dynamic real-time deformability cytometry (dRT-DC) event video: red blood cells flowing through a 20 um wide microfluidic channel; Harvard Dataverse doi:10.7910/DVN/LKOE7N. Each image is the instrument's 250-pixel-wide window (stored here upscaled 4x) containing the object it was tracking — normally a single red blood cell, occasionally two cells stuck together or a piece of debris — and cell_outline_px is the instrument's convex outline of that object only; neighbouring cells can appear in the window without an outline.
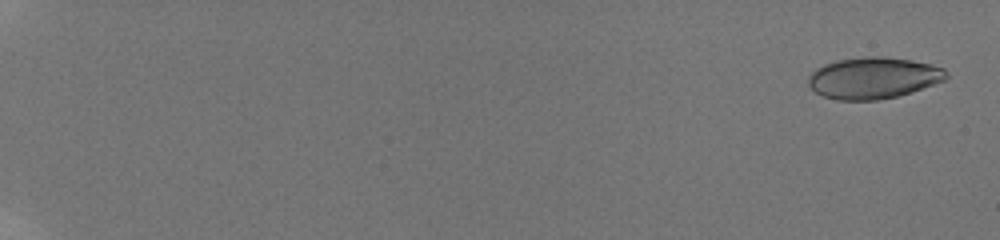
{"species": "human", "species_latin": "Homo sapiens", "temperature_condition": "room temperature", "stored_images_in_passage": 16, "camera_frame_rate_fps": 3000, "um_per_image_px": 0.085, "donor": {"sex": "male"}, "frame": {"image": 1, "passage_image": 2, "time_ms": 0.667, "image_size_px": [1000, 240], "cell_outline_px": [[948, 76], [944, 80], [896, 96], [876, 100], [836, 100], [824, 96], [816, 92], [808, 84], [808, 76], [816, 68], [824, 64], [836, 60], [868, 56], [880, 56], [912, 60], [932, 64], [944, 68], [948, 72]], "centroid_in_image_um": [74.21, 6.61], "position_along_channel_um": 10.8, "area_um2": 33.12}}
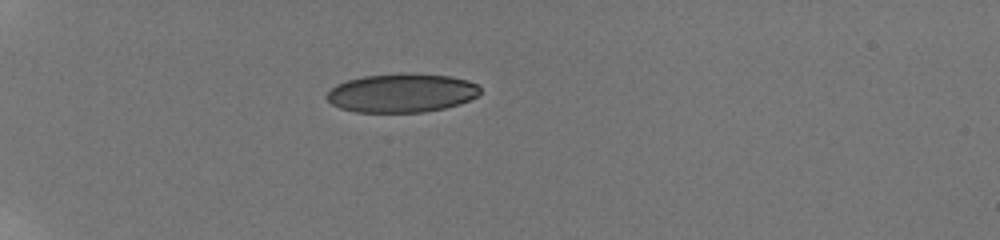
{"frame": {"image": 2, "passage_image": 12, "time_ms": 6.667, "image_size_px": [1000, 240], "cell_outline_px": [[480, 92], [476, 96], [460, 104], [444, 108], [424, 112], [356, 112], [340, 108], [332, 104], [324, 96], [336, 84], [348, 80], [364, 76], [396, 72], [408, 72], [452, 76], [468, 80], [476, 84], [480, 88]], "centroid_in_image_um": [34.14, 7.88], "position_along_channel_um": 50.9, "area_um2": 35.03}}
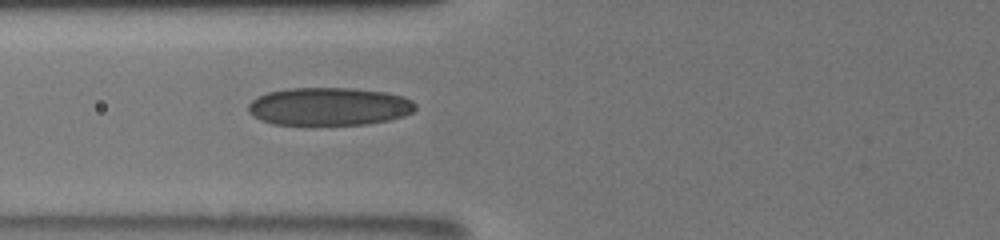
{"frame": {"image": 3, "passage_image": 16, "time_ms": 9.0, "image_size_px": [1000, 240], "cell_outline_px": [[416, 108], [412, 112], [404, 116], [388, 120], [364, 124], [272, 124], [260, 120], [252, 116], [248, 112], [248, 104], [256, 96], [268, 92], [292, 88], [352, 88], [384, 92], [404, 96], [412, 100], [416, 104]], "centroid_in_image_um": [27.95, 9.04], "position_along_channel_um": 97.8, "area_um2": 36.99}}